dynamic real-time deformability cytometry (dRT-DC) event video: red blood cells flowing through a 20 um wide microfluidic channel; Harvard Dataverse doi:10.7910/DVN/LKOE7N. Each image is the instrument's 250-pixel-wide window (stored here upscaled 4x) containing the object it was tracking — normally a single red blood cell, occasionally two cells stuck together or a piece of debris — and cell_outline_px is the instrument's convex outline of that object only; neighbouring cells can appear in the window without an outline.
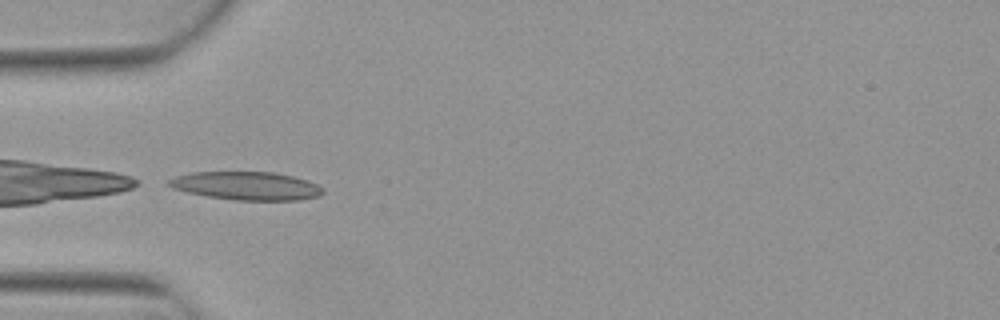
{"species": "Egyptian fruit bat (a non-hibernating species)", "species_latin": "Rousettus aegyptiacus", "temperature_condition": "warm", "stored_images_in_passage": 6, "camera_frame_rate_fps": 3000, "um_per_image_px": 0.085, "animal": {"sex": "female"}, "frame": {"image": 1, "passage_image": 5, "time_ms": 1.333, "image_size_px": [1000, 320], "cell_outline_px": [[324, 192], [320, 196], [300, 200], [232, 200], [208, 196], [188, 192], [172, 188], [164, 184], [168, 180], [176, 176], [192, 172], [272, 172], [292, 176], [308, 180], [324, 188]], "centroid_in_image_um": [20.95, 15.8], "position_along_channel_um": 64.1, "area_um2": 25.49}}
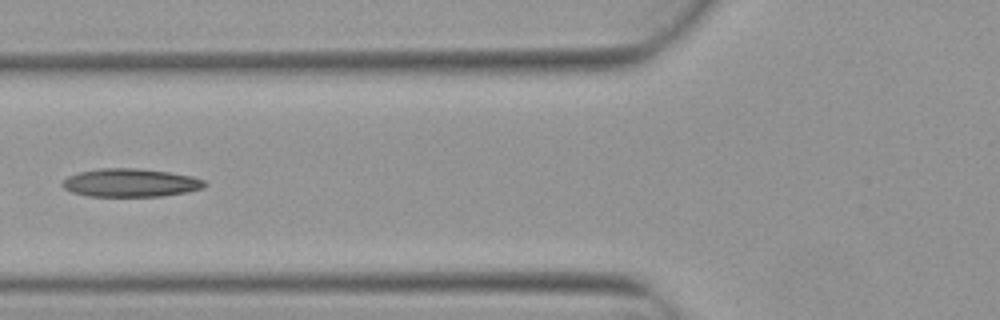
{"frame": {"image": 2, "passage_image": 6, "time_ms": 1.667, "image_size_px": [1000, 320], "cell_outline_px": [[208, 184], [204, 188], [188, 192], [160, 196], [88, 196], [72, 192], [64, 188], [60, 184], [68, 176], [80, 172], [100, 168], [136, 168], [168, 172], [192, 176], [204, 180]], "centroid_in_image_um": [11.11, 15.54], "position_along_channel_um": 114.7, "area_um2": 23.41}}